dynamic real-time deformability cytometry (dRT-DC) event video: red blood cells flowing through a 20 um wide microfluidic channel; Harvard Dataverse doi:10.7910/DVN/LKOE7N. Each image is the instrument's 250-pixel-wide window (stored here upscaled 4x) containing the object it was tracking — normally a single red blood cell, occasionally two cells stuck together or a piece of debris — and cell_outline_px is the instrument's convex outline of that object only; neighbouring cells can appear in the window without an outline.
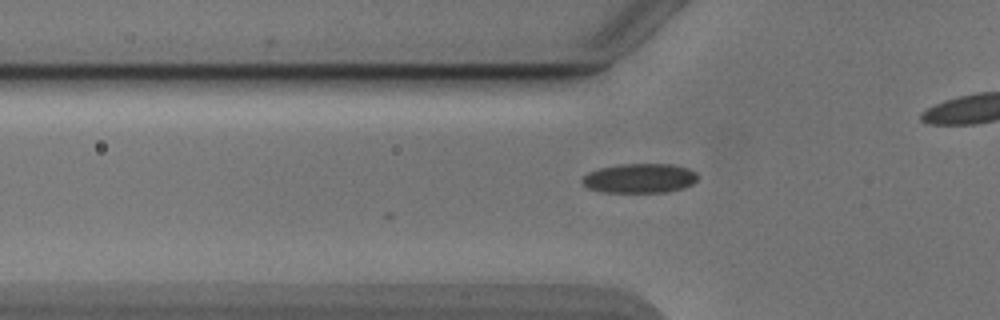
{"species": "Egyptian fruit bat (a non-hibernating species)", "species_latin": "Rousettus aegyptiacus", "temperature_condition": "cold", "stored_images_in_passage": 28, "camera_frame_rate_fps": 3000, "um_per_image_px": 0.085, "animal": {"sex": "male"}, "frame": {"image": 1, "passage_image": 2, "time_ms": 0.333, "image_size_px": [1000, 320], "cell_outline_px": [[696, 180], [692, 184], [684, 188], [664, 192], [600, 192], [588, 188], [580, 180], [588, 172], [600, 168], [620, 164], [672, 164], [688, 168], [696, 172]], "centroid_in_image_um": [54.35, 15.15], "position_along_channel_um": 71.4, "area_um2": 19.83}}
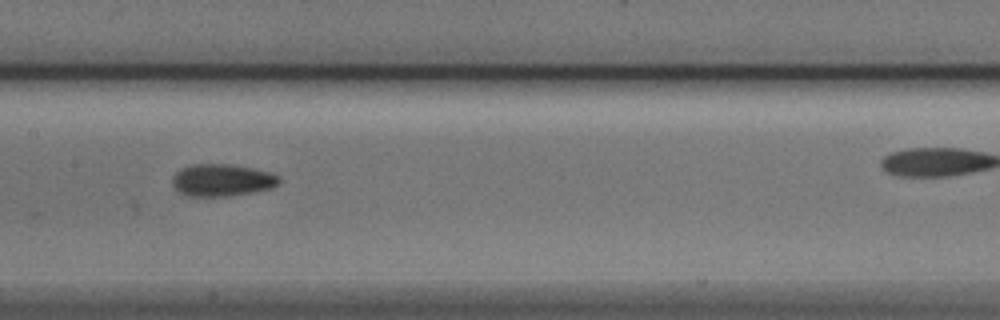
{"frame": {"image": 2, "passage_image": 11, "time_ms": 3.333, "image_size_px": [1000, 320], "cell_outline_px": [[280, 180], [272, 188], [228, 196], [184, 196], [172, 184], [172, 176], [176, 172], [192, 164], [228, 164], [252, 168], [272, 172], [280, 176]], "centroid_in_image_um": [18.87, 15.31], "position_along_channel_um": 188.5, "area_um2": 19.94}}
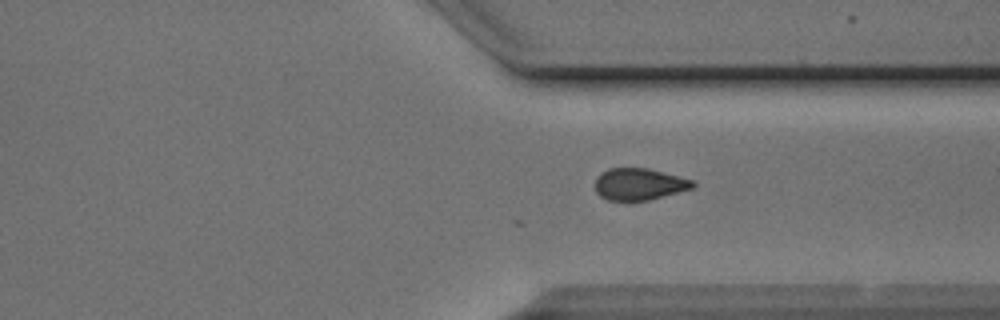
{"frame": {"image": 3, "passage_image": 24, "time_ms": 7.667, "image_size_px": [1000, 320], "cell_outline_px": [[696, 184], [692, 188], [648, 200], [608, 200], [600, 196], [596, 192], [596, 176], [608, 168], [648, 168], [692, 180]], "centroid_in_image_um": [54.3, 15.64], "position_along_channel_um": 357.1, "area_um2": 17.86}}